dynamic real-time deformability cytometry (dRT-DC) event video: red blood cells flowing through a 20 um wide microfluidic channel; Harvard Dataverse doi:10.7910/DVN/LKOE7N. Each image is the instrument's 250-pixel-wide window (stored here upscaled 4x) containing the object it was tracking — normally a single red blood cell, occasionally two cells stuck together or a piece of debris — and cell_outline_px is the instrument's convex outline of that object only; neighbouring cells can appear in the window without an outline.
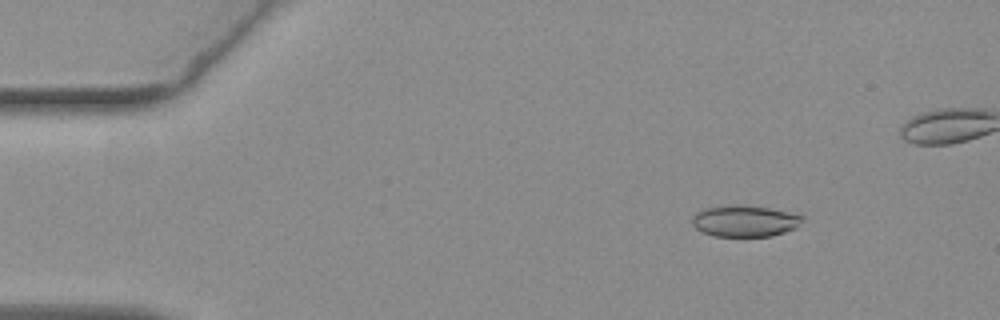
{"species": "common noctule bat (a hibernating species)", "species_latin": "Nyctalus noctula", "temperature_condition": "warm", "stored_images_in_passage": 46, "camera_frame_rate_fps": 3000, "um_per_image_px": 0.085, "animal": {"sex": "female", "body_mass_g": 19.3, "forearm_length_mm": 54.1}, "frame": {"image": 1, "passage_image": 4, "time_ms": 1.0, "image_size_px": [1000, 320], "cell_outline_px": [[804, 220], [796, 228], [772, 236], [712, 236], [696, 228], [692, 224], [692, 216], [696, 212], [704, 208], [732, 204], [744, 204], [768, 208], [788, 212], [804, 216]], "centroid_in_image_um": [63.3, 18.77], "position_along_channel_um": 21.7, "area_um2": 20.35}}
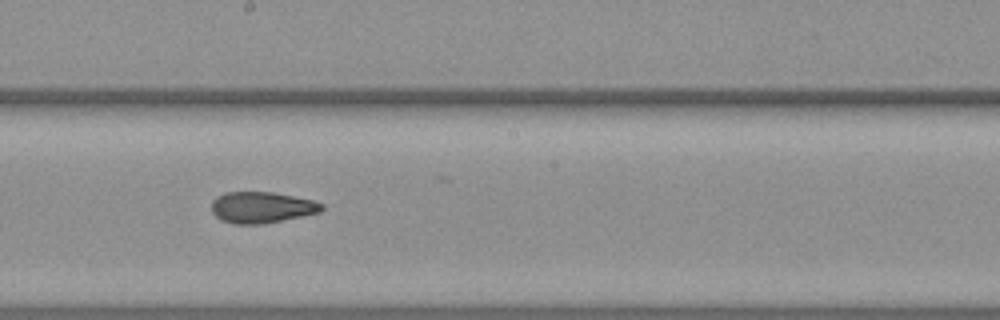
{"frame": {"image": 2, "passage_image": 27, "time_ms": 8.667, "image_size_px": [1000, 320], "cell_outline_px": [[324, 208], [320, 212], [264, 224], [232, 224], [220, 220], [212, 212], [212, 200], [216, 196], [228, 192], [272, 192], [312, 200], [324, 204]], "centroid_in_image_um": [22.22, 17.63], "position_along_channel_um": 226.0, "area_um2": 20.06}}
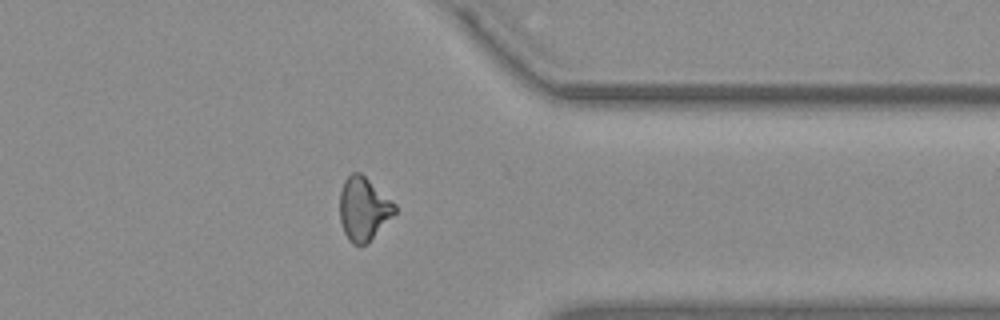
{"frame": {"image": 3, "passage_image": 40, "time_ms": 13.0, "image_size_px": [1000, 320], "cell_outline_px": [[396, 212], [360, 248], [352, 244], [348, 240], [344, 232], [340, 220], [340, 192], [344, 180], [352, 172], [360, 172], [396, 204]], "centroid_in_image_um": [30.87, 17.74], "position_along_channel_um": 380.5, "area_um2": 20.0}}